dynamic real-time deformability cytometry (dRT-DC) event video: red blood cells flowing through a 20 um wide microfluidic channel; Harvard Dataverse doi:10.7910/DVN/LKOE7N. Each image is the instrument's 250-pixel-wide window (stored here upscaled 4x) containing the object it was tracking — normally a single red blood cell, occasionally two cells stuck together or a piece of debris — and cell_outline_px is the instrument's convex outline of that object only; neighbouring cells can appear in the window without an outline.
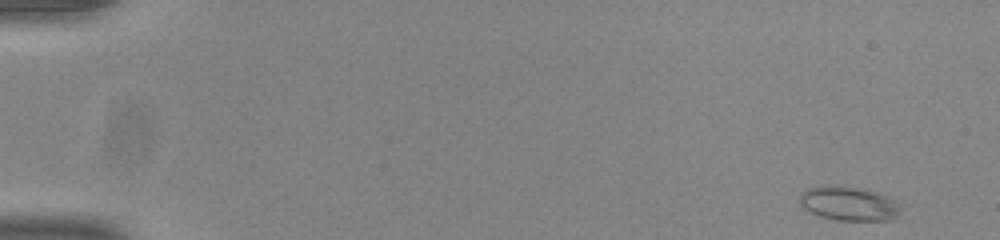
{"species": "common noctule bat (a hibernating species)", "species_latin": "Nyctalus noctula", "temperature_condition": "room temperature", "stored_images_in_passage": 52, "camera_frame_rate_fps": 3000, "um_per_image_px": 0.085, "animal": {"sex": "male", "body_mass_g": 20.0, "forearm_length_mm": 53.3}, "frame": {"image": 1, "passage_image": 1, "time_ms": 0.0, "image_size_px": [1000, 240], "cell_outline_px": [[900, 212], [892, 220], [836, 220], [820, 216], [804, 208], [800, 204], [800, 196], [808, 188], [828, 184], [836, 184], [860, 188], [876, 192], [896, 200], [900, 204]], "centroid_in_image_um": [72.16, 17.29], "position_along_channel_um": 12.8, "area_um2": 20.17}}
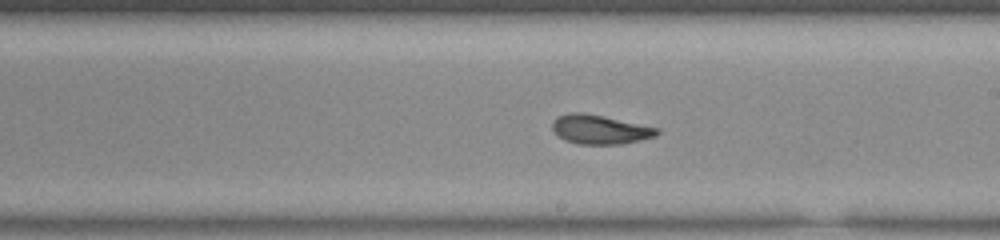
{"frame": {"image": 2, "passage_image": 30, "time_ms": 9.667, "image_size_px": [1000, 240], "cell_outline_px": [[660, 132], [656, 136], [640, 140], [620, 144], [576, 144], [564, 140], [552, 128], [552, 120], [556, 116], [568, 112], [584, 112], [604, 116], [660, 128]], "centroid_in_image_um": [50.98, 10.99], "position_along_channel_um": 238.0, "area_um2": 17.98}}
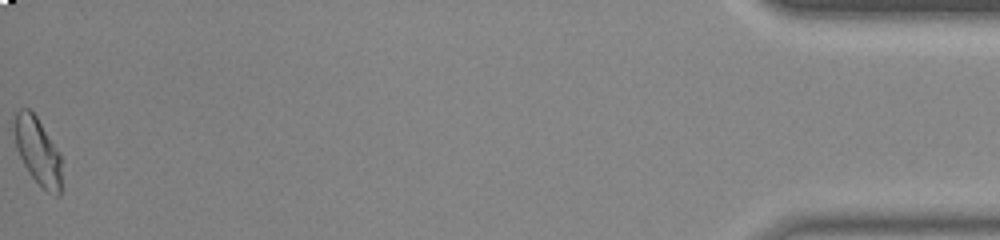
{"frame": {"image": 3, "passage_image": 52, "time_ms": 17.0, "image_size_px": [1000, 240], "cell_outline_px": [[60, 196], [56, 196], [48, 192], [28, 172], [16, 148], [16, 112], [20, 108], [28, 108], [36, 116], [60, 152]], "centroid_in_image_um": [3.23, 12.85], "position_along_channel_um": 432.0, "area_um2": 17.92}, "authors_computed_cell_mechanics": {"area_um2": 18.4093, "velocity_mm_per_s": 3.8796, "shape_relaxation_time_tau1_ms": 6.4129, "shape_relaxation_time_tau2_ms": 1.5881, "deformation_change_tau1": 0.1956, "deformation_change_tau2": 0.0767}}